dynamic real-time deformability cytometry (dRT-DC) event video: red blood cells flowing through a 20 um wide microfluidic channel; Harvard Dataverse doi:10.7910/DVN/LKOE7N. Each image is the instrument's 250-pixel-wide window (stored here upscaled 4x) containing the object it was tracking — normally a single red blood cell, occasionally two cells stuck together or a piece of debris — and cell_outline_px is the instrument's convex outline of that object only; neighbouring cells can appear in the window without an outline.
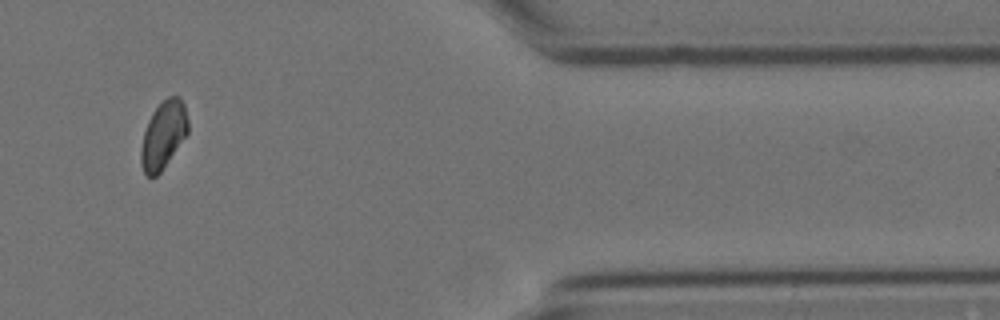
{"species": "Egyptian fruit bat (a non-hibernating species)", "species_latin": "Rousettus aegyptiacus", "temperature_condition": "cold", "stored_images_in_passage": 14, "camera_frame_rate_fps": 3000, "um_per_image_px": 0.085, "animal": {"sex": "female"}, "frame": {"image": 1, "passage_image": 12, "time_ms": 3.667, "image_size_px": [1000, 320], "cell_outline_px": [[188, 132], [160, 172], [156, 176], [148, 176], [144, 172], [140, 164], [140, 148], [144, 132], [148, 120], [152, 112], [168, 96], [180, 96], [184, 104], [188, 120]], "centroid_in_image_um": [13.87, 11.45], "position_along_channel_um": 397.5, "area_um2": 18.32}}